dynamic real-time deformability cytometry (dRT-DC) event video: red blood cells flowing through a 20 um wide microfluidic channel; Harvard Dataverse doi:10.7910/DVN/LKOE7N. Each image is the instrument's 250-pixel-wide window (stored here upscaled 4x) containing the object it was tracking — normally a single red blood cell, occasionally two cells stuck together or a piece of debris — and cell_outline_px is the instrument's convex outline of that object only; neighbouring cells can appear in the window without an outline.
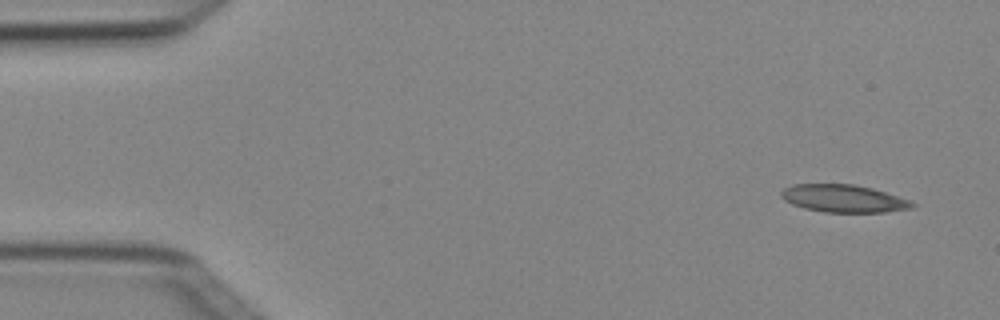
{"species": "Egyptian fruit bat (a non-hibernating species)", "species_latin": "Rousettus aegyptiacus", "temperature_condition": "cold", "stored_images_in_passage": 3, "camera_frame_rate_fps": 3000, "um_per_image_px": 0.085, "animal": {"sex": "female"}, "frame": {"image": 1, "passage_image": 1, "time_ms": 0.0, "image_size_px": [1000, 320], "cell_outline_px": [[916, 204], [912, 208], [884, 212], [824, 212], [804, 208], [792, 204], [784, 200], [780, 196], [780, 192], [784, 188], [792, 184], [856, 184], [872, 188], [908, 200]], "centroid_in_image_um": [71.65, 16.87], "position_along_channel_um": 13.3, "area_um2": 20.98}}
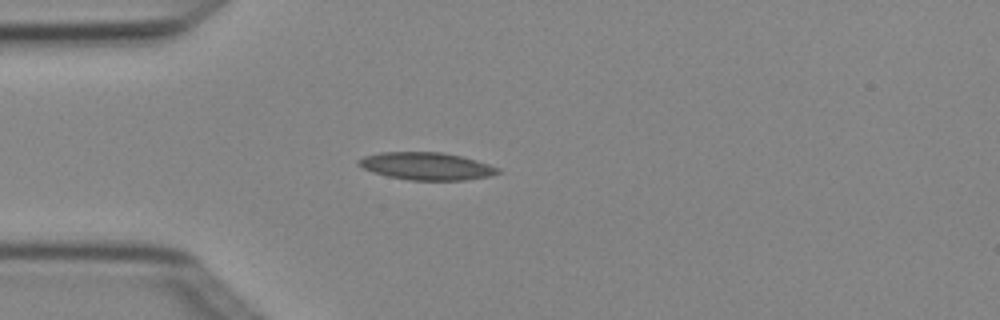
{"frame": {"image": 2, "passage_image": 3, "time_ms": 0.667, "image_size_px": [1000, 320], "cell_outline_px": [[500, 172], [488, 176], [464, 180], [408, 180], [388, 176], [372, 172], [356, 164], [356, 160], [364, 156], [380, 152], [444, 152], [476, 160], [500, 168]], "centroid_in_image_um": [36.21, 14.11], "position_along_channel_um": 48.8, "area_um2": 22.31}}